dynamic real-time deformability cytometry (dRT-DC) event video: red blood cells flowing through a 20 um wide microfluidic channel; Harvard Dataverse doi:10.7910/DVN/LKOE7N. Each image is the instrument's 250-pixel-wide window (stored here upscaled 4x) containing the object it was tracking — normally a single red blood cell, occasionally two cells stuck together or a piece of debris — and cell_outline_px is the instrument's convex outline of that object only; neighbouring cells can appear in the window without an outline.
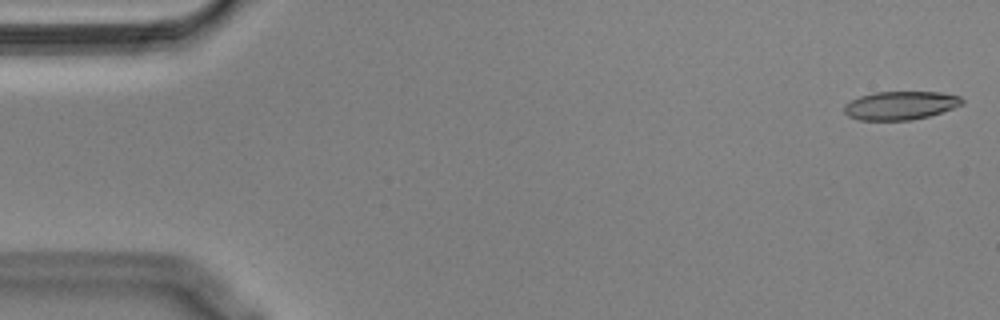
{"species": "Egyptian fruit bat (a non-hibernating species)", "species_latin": "Rousettus aegyptiacus", "temperature_condition": "cold", "stored_images_in_passage": 53, "camera_frame_rate_fps": 3000, "um_per_image_px": 0.085, "animal": {"sex": "male"}, "frame": {"image": 1, "passage_image": 1, "time_ms": 0.0, "image_size_px": [1000, 320], "cell_outline_px": [[964, 104], [928, 116], [912, 120], [860, 120], [848, 116], [844, 112], [844, 104], [860, 96], [872, 92], [940, 92], [960, 96], [964, 100]], "centroid_in_image_um": [76.53, 8.96], "position_along_channel_um": 8.5, "area_um2": 19.54}}
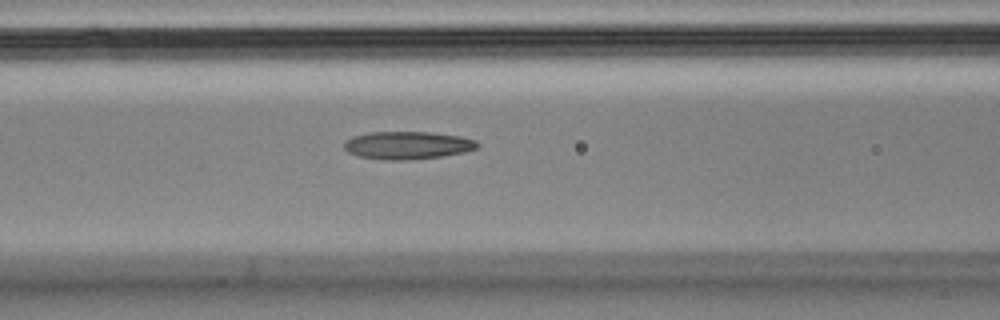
{"frame": {"image": 2, "passage_image": 22, "time_ms": 7.0, "image_size_px": [1000, 320], "cell_outline_px": [[480, 144], [476, 148], [464, 152], [440, 156], [408, 160], [384, 160], [360, 156], [348, 152], [344, 148], [344, 140], [352, 136], [368, 132], [428, 132], [460, 136], [476, 140]], "centroid_in_image_um": [34.61, 12.34], "position_along_channel_um": 132.0, "area_um2": 21.56}}
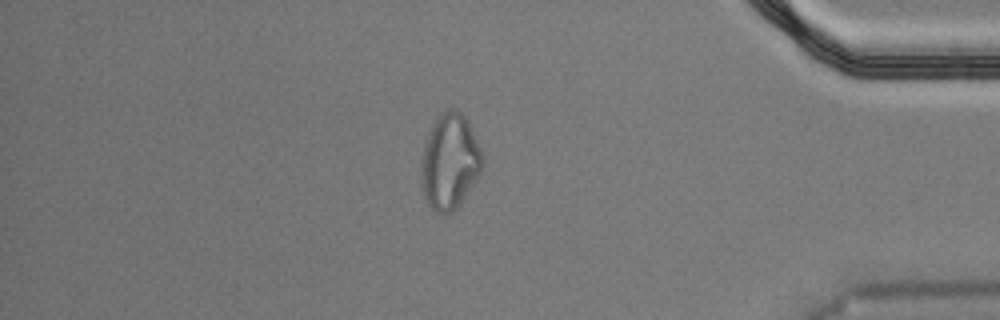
{"frame": {"image": 3, "passage_image": 47, "time_ms": 15.333, "image_size_px": [1000, 320], "cell_outline_px": [[480, 172], [460, 204], [456, 208], [448, 212], [436, 212], [428, 204], [420, 188], [420, 160], [424, 140], [436, 116], [440, 112], [448, 108], [452, 108], [460, 112], [468, 120], [480, 148]], "centroid_in_image_um": [38.15, 13.69], "position_along_channel_um": 397.0, "area_um2": 34.1}, "authors_computed_cell_mechanics": {"area_um2": 21.3282, "velocity_mm_per_s": 3.5841, "shape_relaxation_time_tau1_ms": null, "shape_relaxation_time_tau2_ms": 2.033, "deformation_change_tau1": null, "deformation_change_tau2": 0.103}}